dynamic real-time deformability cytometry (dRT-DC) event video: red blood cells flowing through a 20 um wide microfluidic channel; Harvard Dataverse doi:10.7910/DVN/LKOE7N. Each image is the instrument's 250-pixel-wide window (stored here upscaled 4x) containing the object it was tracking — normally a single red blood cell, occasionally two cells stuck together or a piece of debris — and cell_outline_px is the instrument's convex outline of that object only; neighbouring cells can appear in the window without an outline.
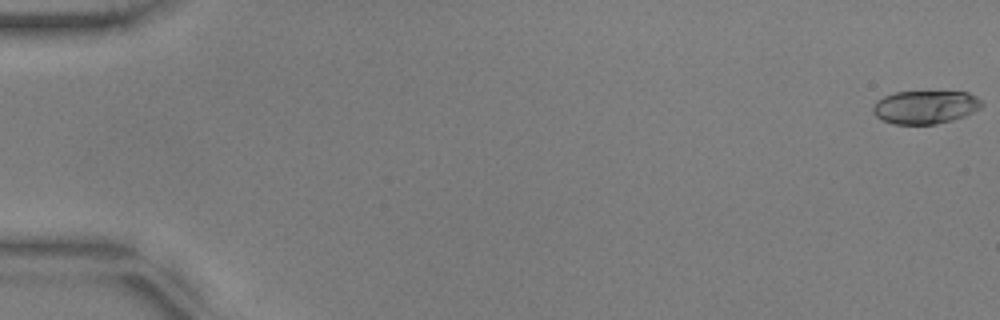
{"species": "common noctule bat (a hibernating species)", "species_latin": "Nyctalus noctula", "temperature_condition": "warm", "stored_images_in_passage": 55, "camera_frame_rate_fps": 3000, "um_per_image_px": 0.085, "animal": {"sex": "male", "body_mass_g": 17.9, "forearm_length_mm": 54.2}, "frame": {"image": 1, "passage_image": 1, "time_ms": 0.0, "image_size_px": [1000, 320], "cell_outline_px": [[984, 104], [980, 108], [964, 116], [952, 120], [936, 124], [896, 124], [880, 120], [872, 112], [872, 108], [876, 100], [884, 96], [896, 92], [968, 92], [976, 96]], "centroid_in_image_um": [78.62, 9.11], "position_along_channel_um": 6.4, "area_um2": 21.1}}
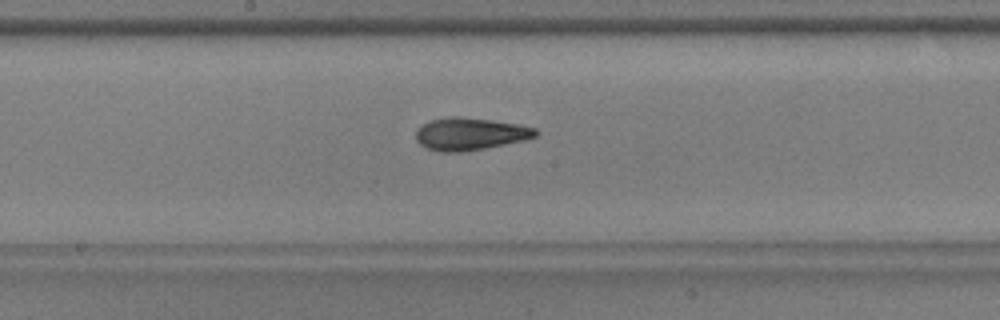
{"frame": {"image": 2, "passage_image": 30, "time_ms": 9.667, "image_size_px": [1000, 320], "cell_outline_px": [[540, 132], [536, 136], [524, 140], [484, 148], [460, 152], [440, 152], [428, 148], [420, 144], [416, 140], [416, 132], [424, 124], [432, 120], [452, 116], [456, 116], [492, 120], [520, 124], [536, 128]], "centroid_in_image_um": [39.99, 11.38], "position_along_channel_um": 208.2, "area_um2": 22.43}}
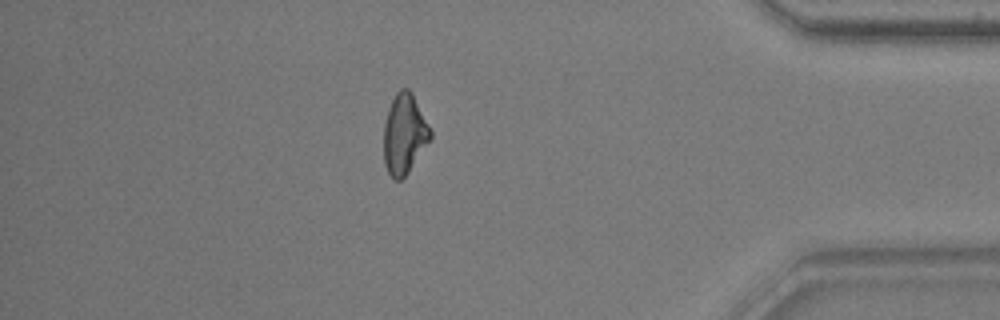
{"frame": {"image": 3, "passage_image": 48, "time_ms": 15.667, "image_size_px": [1000, 320], "cell_outline_px": [[432, 136], [408, 172], [400, 180], [396, 180], [388, 172], [384, 164], [384, 124], [388, 108], [396, 92], [400, 88], [408, 88], [412, 92], [432, 132]], "centroid_in_image_um": [34.35, 11.36], "position_along_channel_um": 400.8, "area_um2": 21.5}, "authors_computed_cell_mechanics": {"area_um2": 21.6172, "velocity_mm_per_s": 3.7666, "shape_relaxation_time_tau1_ms": 4.2284, "shape_relaxation_time_tau2_ms": 2.0559, "deformation_change_tau1": 0.1691, "deformation_change_tau2": 0.0981}}